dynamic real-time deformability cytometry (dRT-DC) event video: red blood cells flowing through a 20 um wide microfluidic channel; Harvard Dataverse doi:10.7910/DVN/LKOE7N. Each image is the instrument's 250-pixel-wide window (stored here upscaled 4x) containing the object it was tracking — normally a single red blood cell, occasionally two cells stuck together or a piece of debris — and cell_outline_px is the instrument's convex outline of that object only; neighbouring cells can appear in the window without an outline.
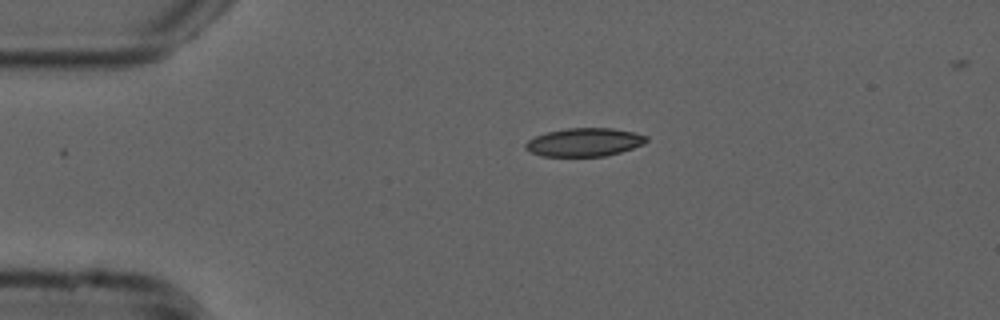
{"species": "common noctule bat (a hibernating species)", "species_latin": "Nyctalus noctula", "temperature_condition": "cold", "stored_images_in_passage": 43, "camera_frame_rate_fps": 3000, "um_per_image_px": 0.085, "animal": {"sex": "male", "forearm_length_mm": 52.5}, "frame": {"image": 1, "passage_image": 1, "time_ms": 0.0, "image_size_px": [1000, 320], "cell_outline_px": [[648, 140], [644, 144], [620, 152], [604, 156], [540, 156], [524, 148], [524, 144], [528, 140], [536, 136], [548, 132], [568, 128], [612, 128], [636, 132], [648, 136]], "centroid_in_image_um": [49.69, 12.08], "position_along_channel_um": 35.3, "area_um2": 19.94}}
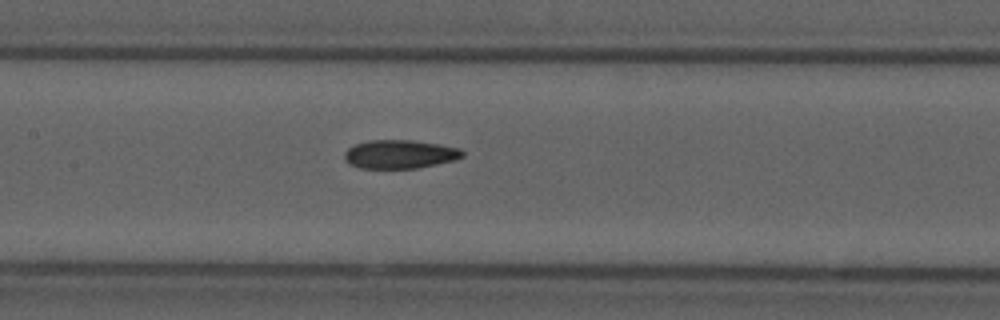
{"frame": {"image": 2, "passage_image": 15, "time_ms": 4.667, "image_size_px": [1000, 320], "cell_outline_px": [[464, 156], [456, 160], [416, 168], [360, 168], [348, 164], [344, 156], [344, 152], [348, 148], [356, 144], [368, 140], [412, 140], [440, 144], [460, 148], [464, 152]], "centroid_in_image_um": [33.99, 13.1], "position_along_channel_um": 173.4, "area_um2": 19.77}}
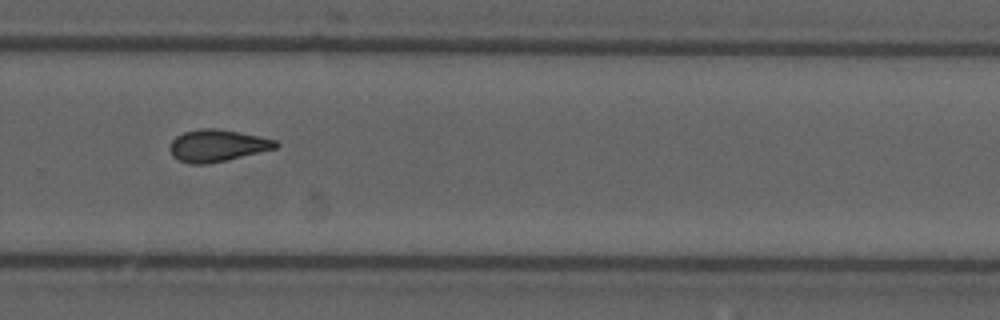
{"frame": {"image": 3, "passage_image": 26, "time_ms": 8.333, "image_size_px": [1000, 320], "cell_outline_px": [[280, 144], [276, 148], [228, 160], [208, 164], [188, 164], [176, 160], [172, 156], [168, 148], [172, 140], [176, 136], [184, 132], [200, 128], [216, 128], [260, 136], [276, 140]], "centroid_in_image_um": [18.43, 12.39], "position_along_channel_um": 311.4, "area_um2": 20.0}, "authors_computed_cell_mechanics": {"area_um2": 19.7098, "velocity_mm_per_s": 3.7775, "shape_relaxation_time_tau1_ms": 8.8604, "shape_relaxation_time_tau2_ms": 2.9519, "deformation_change_tau1": 0.176, "deformation_change_tau2": 0.0822}}